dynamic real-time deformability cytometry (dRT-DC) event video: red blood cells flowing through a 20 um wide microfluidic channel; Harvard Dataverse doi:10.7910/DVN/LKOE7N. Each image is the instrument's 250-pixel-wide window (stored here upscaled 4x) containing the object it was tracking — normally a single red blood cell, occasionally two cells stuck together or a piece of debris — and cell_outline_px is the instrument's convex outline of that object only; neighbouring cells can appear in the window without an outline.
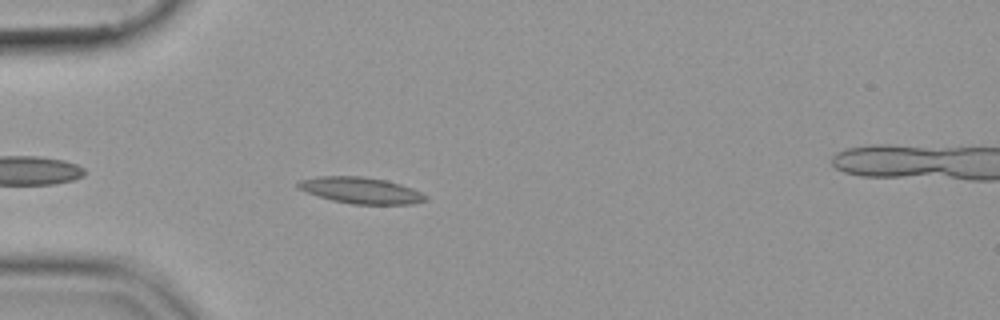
{"species": "common noctule bat (a hibernating species)", "species_latin": "Nyctalus noctula", "temperature_condition": "cold", "stored_images_in_passage": 44, "camera_frame_rate_fps": 3000, "um_per_image_px": 0.085, "animal": {"sex": "female", "body_mass_g": 19.9}, "frame": {"image": 1, "passage_image": 4, "time_ms": 1.0, "image_size_px": [1000, 320], "cell_outline_px": [[428, 200], [412, 204], [352, 204], [332, 200], [296, 188], [296, 184], [300, 180], [320, 176], [360, 176], [384, 180], [400, 184], [412, 188], [428, 196]], "centroid_in_image_um": [30.69, 16.18], "position_along_channel_um": 54.3, "area_um2": 19.36}}
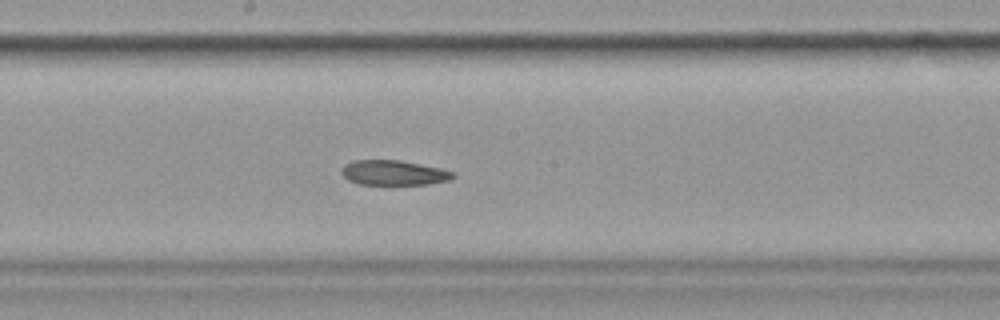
{"frame": {"image": 2, "passage_image": 18, "time_ms": 5.667, "image_size_px": [1000, 320], "cell_outline_px": [[456, 176], [452, 180], [428, 184], [360, 184], [348, 180], [340, 172], [344, 164], [352, 160], [400, 160], [440, 168], [456, 172]], "centroid_in_image_um": [33.49, 14.68], "position_along_channel_um": 214.7, "area_um2": 16.3}}
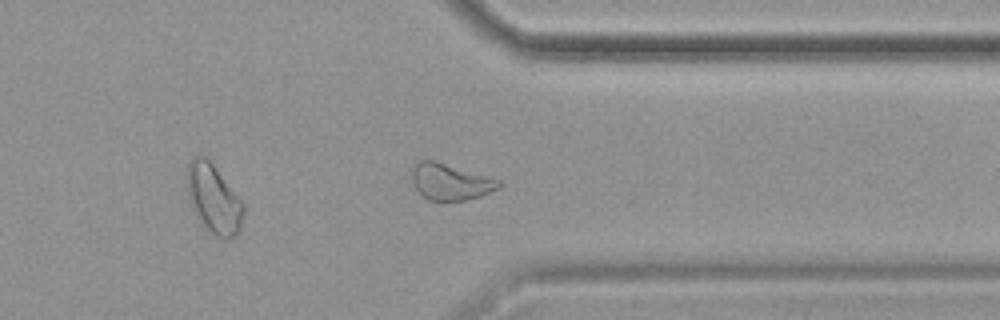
{"frame": {"image": 3, "passage_image": 31, "time_ms": 10.0, "image_size_px": [1000, 320], "cell_outline_px": [[504, 184], [500, 188], [480, 196], [464, 200], [428, 200], [420, 196], [412, 184], [412, 164], [420, 160], [432, 160], [500, 180]], "centroid_in_image_um": [38.24, 15.46], "position_along_channel_um": 373.2, "area_um2": 18.44}}